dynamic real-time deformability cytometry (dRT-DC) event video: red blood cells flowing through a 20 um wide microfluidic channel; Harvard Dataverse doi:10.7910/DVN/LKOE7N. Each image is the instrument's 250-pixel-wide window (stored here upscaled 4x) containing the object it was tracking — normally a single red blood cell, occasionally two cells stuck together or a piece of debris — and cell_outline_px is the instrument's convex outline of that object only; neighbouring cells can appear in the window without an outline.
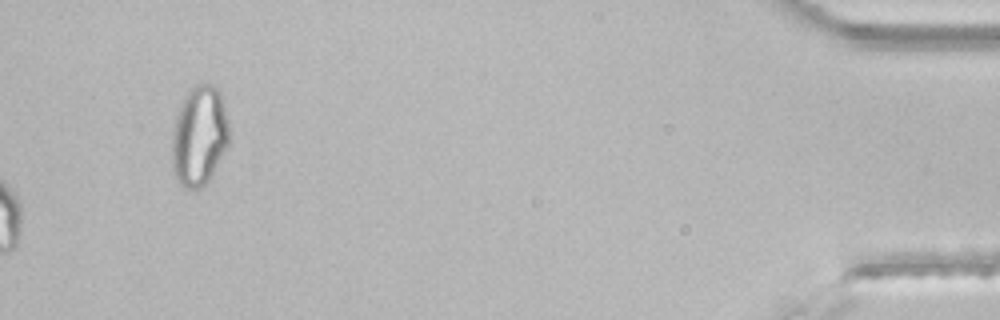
{"species": "common noctule bat (a hibernating species)", "species_latin": "Nyctalus noctula", "temperature_condition": "room temperature", "stored_images_in_passage": 32, "segment_of_instrument_passage": [2, 2], "camera_frame_rate_fps": 3000, "um_per_image_px": 0.085, "animal": {"sex": "male", "body_mass_g": 21.5, "forearm_length_mm": 52.0}, "frame": {"image": 1, "passage_image": 32, "time_ms": 10.333, "image_size_px": [1000, 320], "cell_outline_px": [[228, 144], [212, 176], [196, 192], [180, 184], [172, 168], [172, 136], [176, 116], [188, 92], [196, 84], [212, 84], [220, 92], [228, 120]], "centroid_in_image_um": [16.94, 11.59], "position_along_channel_um": 418.3, "area_um2": 33.0}}